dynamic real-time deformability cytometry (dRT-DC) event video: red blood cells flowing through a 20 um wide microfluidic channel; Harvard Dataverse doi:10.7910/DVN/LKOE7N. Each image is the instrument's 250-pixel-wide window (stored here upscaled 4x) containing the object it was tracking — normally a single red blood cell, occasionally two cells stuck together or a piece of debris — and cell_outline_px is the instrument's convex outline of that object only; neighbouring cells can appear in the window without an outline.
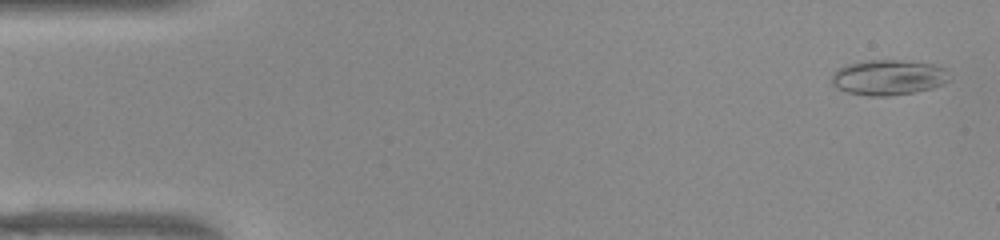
{"species": "common noctule bat (a hibernating species)", "species_latin": "Nyctalus noctula", "temperature_condition": "warm", "stored_images_in_passage": 51, "camera_frame_rate_fps": 3000, "um_per_image_px": 0.085, "animal": {"sex": "female", "body_mass_g": 22.0, "forearm_length_mm": 56.7}, "frame": {"image": 1, "passage_image": 2, "time_ms": 0.333, "image_size_px": [1000, 240], "cell_outline_px": [[952, 80], [944, 84], [932, 88], [916, 92], [888, 96], [868, 96], [848, 92], [836, 88], [832, 84], [832, 76], [840, 68], [848, 64], [864, 60], [904, 60], [932, 64], [944, 68]], "centroid_in_image_um": [75.55, 6.58], "position_along_channel_um": 9.5, "area_um2": 24.33}}
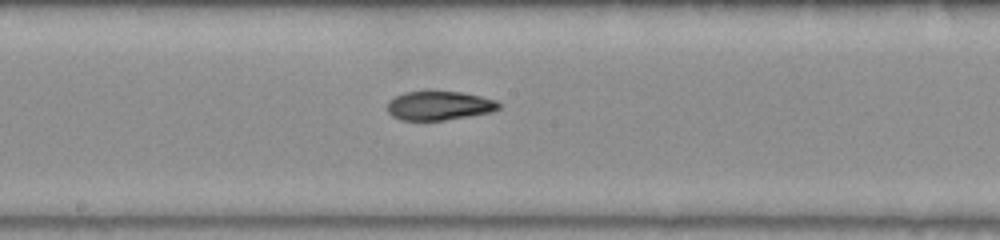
{"frame": {"image": 2, "passage_image": 27, "time_ms": 8.667, "image_size_px": [1000, 240], "cell_outline_px": [[504, 104], [500, 108], [492, 112], [444, 120], [400, 120], [392, 116], [388, 112], [388, 100], [404, 92], [428, 88], [460, 92], [480, 96], [496, 100]], "centroid_in_image_um": [37.33, 8.93], "position_along_channel_um": 210.9, "area_um2": 19.59}}
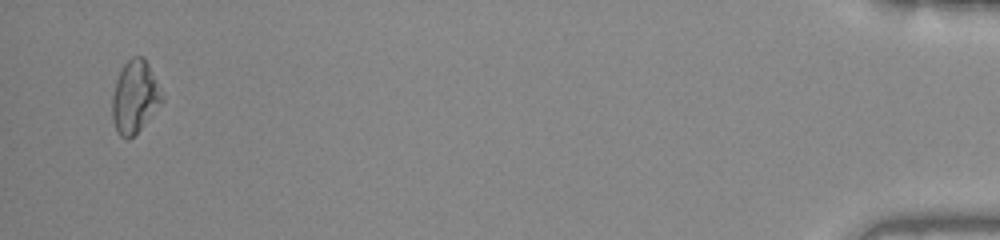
{"frame": {"image": 3, "passage_image": 50, "time_ms": 16.333, "image_size_px": [1000, 240], "cell_outline_px": [[164, 100], [140, 128], [128, 140], [120, 136], [116, 132], [112, 120], [112, 96], [116, 80], [124, 64], [132, 56], [144, 56], [164, 96]], "centroid_in_image_um": [11.44, 8.23], "position_along_channel_um": 423.8, "area_um2": 20.87}, "authors_computed_cell_mechanics": {"area_um2": 20.0566, "velocity_mm_per_s": 3.9423, "shape_relaxation_time_tau1_ms": null, "shape_relaxation_time_tau2_ms": 5.0057, "deformation_change_tau1": null, "deformation_change_tau2": 0.1116}}